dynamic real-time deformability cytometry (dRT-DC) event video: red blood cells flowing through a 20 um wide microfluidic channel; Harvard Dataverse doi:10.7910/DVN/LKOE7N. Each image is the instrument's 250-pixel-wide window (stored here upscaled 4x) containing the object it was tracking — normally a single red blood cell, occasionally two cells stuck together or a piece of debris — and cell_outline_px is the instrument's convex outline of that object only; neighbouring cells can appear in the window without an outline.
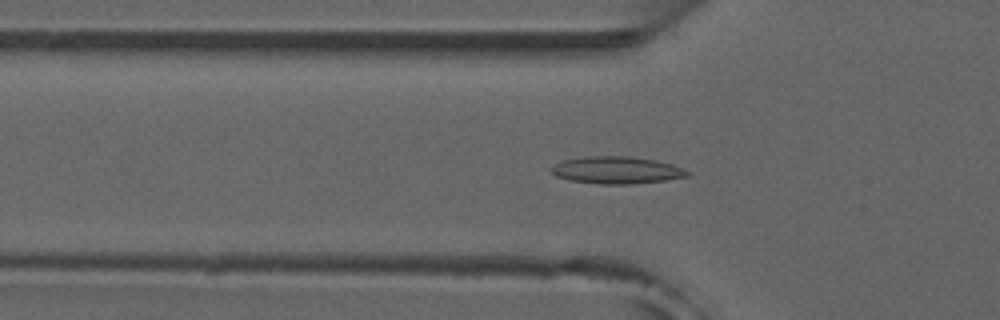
{"species": "common noctule bat (a hibernating species)", "species_latin": "Nyctalus noctula", "temperature_condition": "room temperature", "stored_images_in_passage": 55, "camera_frame_rate_fps": 3000, "um_per_image_px": 0.085, "animal": {"sex": "male", "forearm_length_mm": 52.5}, "frame": {"image": 1, "passage_image": 20, "time_ms": 6.333, "image_size_px": [1000, 320], "cell_outline_px": [[692, 172], [688, 176], [664, 180], [632, 184], [600, 184], [572, 180], [556, 176], [552, 172], [552, 168], [556, 164], [564, 160], [584, 156], [628, 156], [656, 160], [672, 164]], "centroid_in_image_um": [52.46, 14.45], "position_along_channel_um": 73.3, "area_um2": 21.39}}
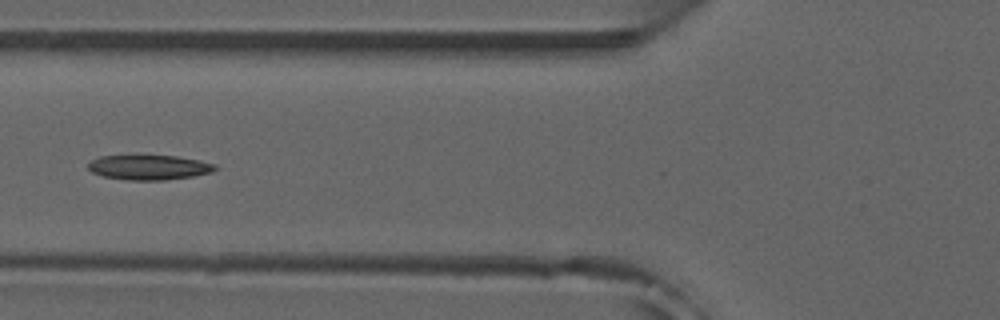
{"frame": {"image": 2, "passage_image": 23, "time_ms": 7.333, "image_size_px": [1000, 320], "cell_outline_px": [[216, 168], [212, 172], [192, 176], [164, 180], [128, 180], [104, 176], [92, 172], [88, 168], [88, 164], [92, 160], [100, 156], [176, 156], [200, 160], [216, 164]], "centroid_in_image_um": [12.68, 14.23], "position_along_channel_um": 113.1, "area_um2": 18.15}}
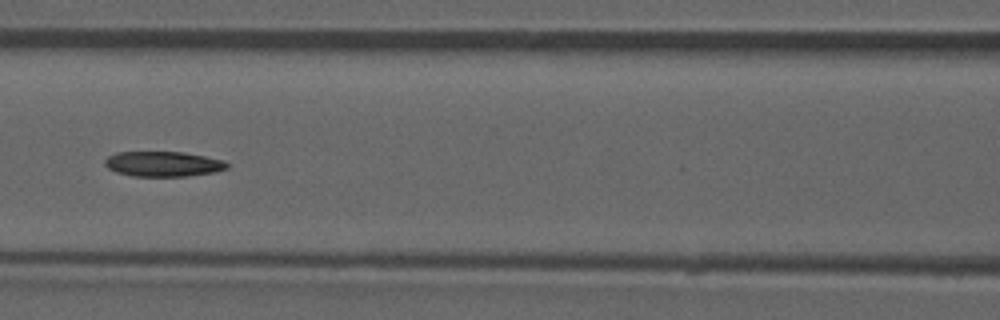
{"frame": {"image": 3, "passage_image": 26, "time_ms": 8.333, "image_size_px": [1000, 320], "cell_outline_px": [[232, 164], [228, 168], [216, 172], [188, 176], [132, 176], [116, 172], [108, 168], [104, 164], [104, 160], [108, 156], [116, 152], [184, 152], [224, 160]], "centroid_in_image_um": [13.9, 13.94], "position_along_channel_um": 152.7, "area_um2": 18.09}}